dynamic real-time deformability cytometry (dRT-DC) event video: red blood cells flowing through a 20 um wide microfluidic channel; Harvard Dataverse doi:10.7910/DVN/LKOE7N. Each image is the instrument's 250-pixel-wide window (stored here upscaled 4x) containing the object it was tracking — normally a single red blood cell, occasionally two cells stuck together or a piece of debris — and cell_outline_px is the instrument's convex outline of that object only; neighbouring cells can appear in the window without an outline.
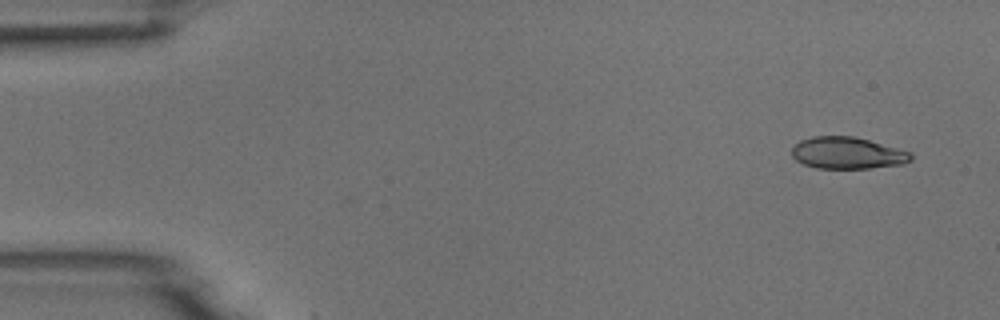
{"species": "common noctule bat (a hibernating species)", "species_latin": "Nyctalus noctula", "temperature_condition": "room temperature", "stored_images_in_passage": 6, "camera_frame_rate_fps": 3000, "um_per_image_px": 0.085, "animal": {"sex": "male", "body_mass_g": 18.8}, "frame": {"image": 1, "passage_image": 1, "time_ms": 0.0, "image_size_px": [1000, 320], "cell_outline_px": [[912, 160], [904, 164], [868, 168], [816, 168], [804, 164], [796, 160], [792, 156], [792, 148], [800, 140], [812, 136], [852, 136], [868, 140], [912, 152]], "centroid_in_image_um": [72.03, 13.01], "position_along_channel_um": 13.0, "area_um2": 22.02}}
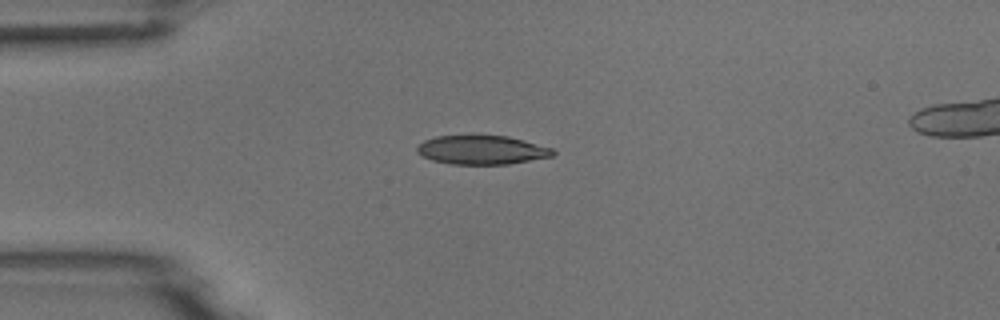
{"frame": {"image": 2, "passage_image": 4, "time_ms": 1.0, "image_size_px": [1000, 320], "cell_outline_px": [[556, 152], [552, 156], [508, 164], [452, 164], [432, 160], [416, 152], [416, 148], [424, 140], [436, 136], [508, 136], [524, 140], [552, 148]], "centroid_in_image_um": [40.95, 12.74], "position_along_channel_um": 44.0, "area_um2": 22.66}}
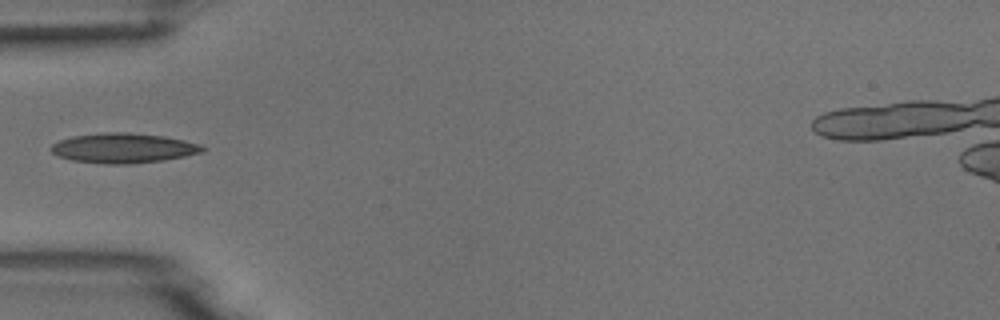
{"frame": {"image": 3, "passage_image": 5, "time_ms": 1.333, "image_size_px": [1000, 320], "cell_outline_px": [[208, 148], [204, 152], [164, 160], [128, 164], [104, 164], [72, 160], [56, 156], [48, 148], [52, 144], [60, 140], [72, 136], [104, 132], [128, 132], [164, 136], [184, 140], [200, 144]], "centroid_in_image_um": [10.48, 12.58], "position_along_channel_um": 74.5, "area_um2": 26.59}}